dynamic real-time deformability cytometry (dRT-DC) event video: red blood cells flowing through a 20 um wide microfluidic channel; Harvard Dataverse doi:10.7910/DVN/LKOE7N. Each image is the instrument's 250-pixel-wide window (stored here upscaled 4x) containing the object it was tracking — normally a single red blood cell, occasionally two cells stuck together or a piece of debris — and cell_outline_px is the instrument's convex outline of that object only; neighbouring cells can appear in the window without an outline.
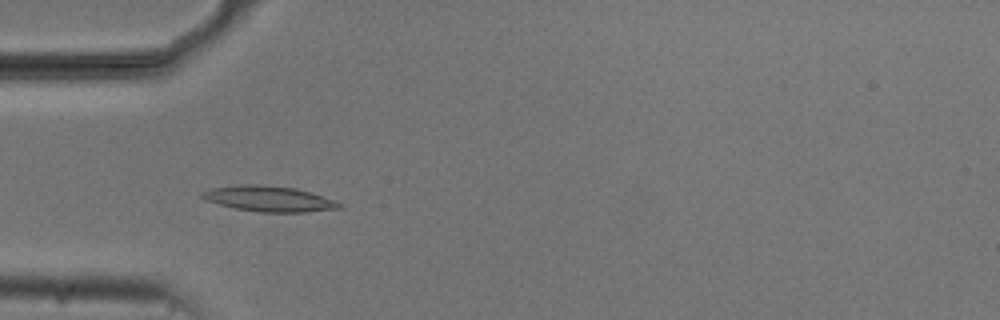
{"species": "common noctule bat (a hibernating species)", "species_latin": "Nyctalus noctula", "temperature_condition": "cold", "stored_images_in_passage": 54, "camera_frame_rate_fps": 3000, "um_per_image_px": 0.085, "animal": {"sex": "male", "body_mass_g": 20.5, "forearm_length_mm": 52.5}, "frame": {"image": 1, "passage_image": 17, "time_ms": 5.333, "image_size_px": [1000, 320], "cell_outline_px": [[344, 208], [304, 212], [260, 212], [236, 208], [220, 204], [208, 200], [200, 196], [200, 192], [208, 188], [244, 184], [256, 184], [296, 188], [312, 192], [336, 200], [344, 204]], "centroid_in_image_um": [22.92, 16.89], "position_along_channel_um": 62.1, "area_um2": 20.58}}
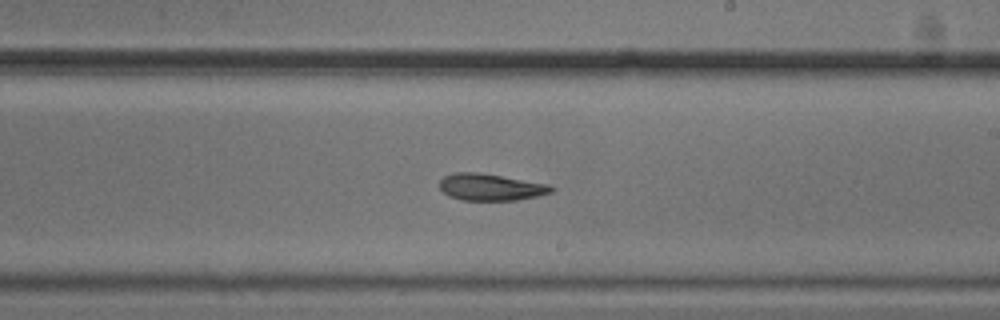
{"frame": {"image": 2, "passage_image": 32, "time_ms": 10.333, "image_size_px": [1000, 320], "cell_outline_px": [[556, 188], [552, 192], [540, 196], [516, 200], [460, 200], [448, 196], [440, 188], [440, 180], [444, 176], [452, 172], [480, 172], [548, 184]], "centroid_in_image_um": [41.71, 15.9], "position_along_channel_um": 247.3, "area_um2": 17.63}}
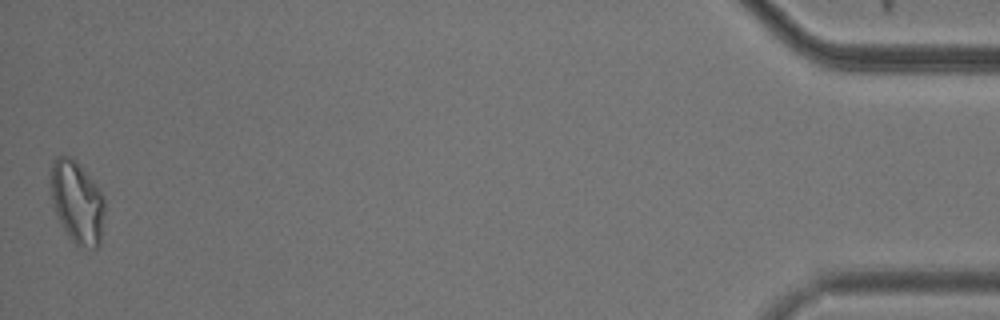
{"frame": {"image": 3, "passage_image": 54, "time_ms": 17.667, "image_size_px": [1000, 320], "cell_outline_px": [[104, 212], [100, 244], [96, 248], [80, 248], [68, 236], [56, 212], [52, 200], [52, 164], [56, 156], [68, 156], [76, 160], [100, 188], [104, 196]], "centroid_in_image_um": [6.6, 17.19], "position_along_channel_um": 428.6, "area_um2": 25.72}}